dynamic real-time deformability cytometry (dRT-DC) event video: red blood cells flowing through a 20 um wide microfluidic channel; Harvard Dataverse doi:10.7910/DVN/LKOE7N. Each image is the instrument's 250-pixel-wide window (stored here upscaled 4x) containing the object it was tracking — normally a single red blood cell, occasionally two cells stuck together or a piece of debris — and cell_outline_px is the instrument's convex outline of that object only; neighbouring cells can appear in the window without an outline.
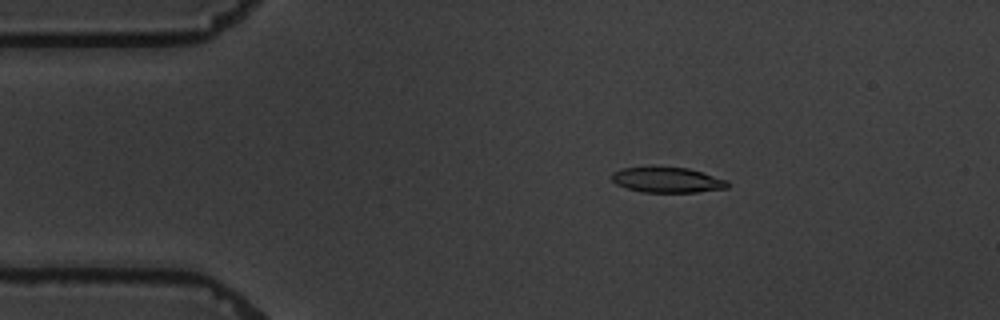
{"species": "common noctule bat (a hibernating species)", "species_latin": "Nyctalus noctula", "temperature_condition": "warm", "stored_images_in_passage": 9, "camera_frame_rate_fps": 3000, "um_per_image_px": 0.085, "animal": {"sex": "male", "body_mass_g": 19.5, "forearm_length_mm": 54.6}, "frame": {"image": 1, "passage_image": 3, "time_ms": 2.0, "image_size_px": [1000, 320], "cell_outline_px": [[728, 188], [696, 192], [640, 192], [616, 184], [612, 180], [612, 172], [624, 168], [688, 168], [728, 180]], "centroid_in_image_um": [56.74, 15.31], "position_along_channel_um": 28.3, "area_um2": 16.76}}
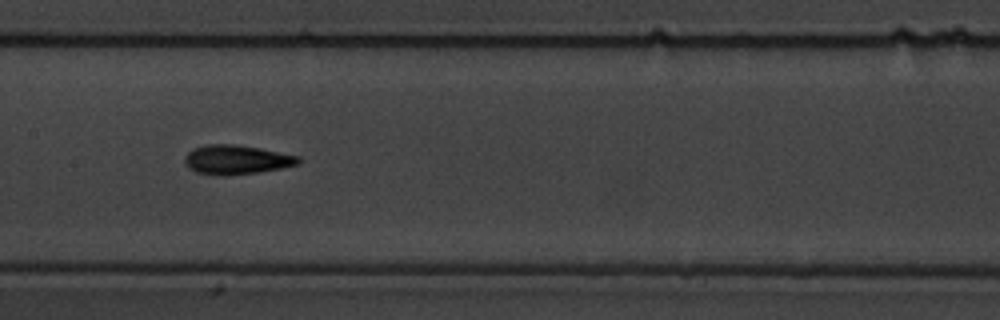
{"frame": {"image": 2, "passage_image": 8, "time_ms": 8.0, "image_size_px": [1000, 320], "cell_outline_px": [[300, 164], [280, 168], [256, 172], [228, 176], [220, 176], [196, 172], [188, 168], [184, 160], [184, 156], [192, 148], [204, 144], [236, 144], [260, 148], [300, 156]], "centroid_in_image_um": [20.07, 13.56], "position_along_channel_um": 187.3, "area_um2": 19.59}}
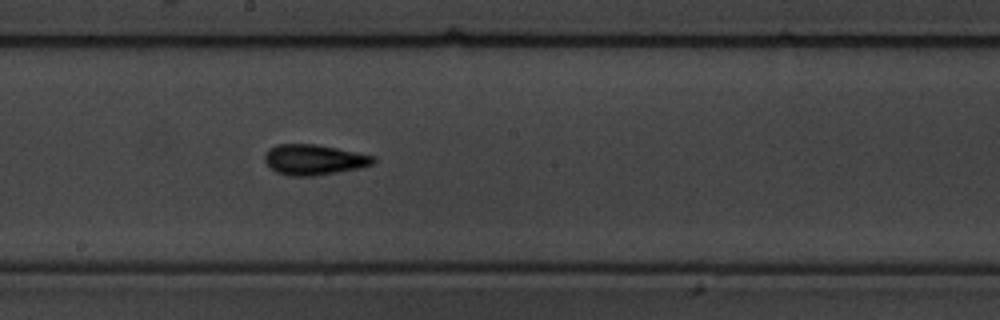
{"frame": {"image": 3, "passage_image": 9, "time_ms": 9.0, "image_size_px": [1000, 320], "cell_outline_px": [[376, 160], [372, 164], [360, 168], [312, 176], [288, 176], [276, 172], [264, 160], [264, 156], [268, 148], [276, 144], [316, 144], [376, 156]], "centroid_in_image_um": [26.67, 13.57], "position_along_channel_um": 221.5, "area_um2": 19.25}}